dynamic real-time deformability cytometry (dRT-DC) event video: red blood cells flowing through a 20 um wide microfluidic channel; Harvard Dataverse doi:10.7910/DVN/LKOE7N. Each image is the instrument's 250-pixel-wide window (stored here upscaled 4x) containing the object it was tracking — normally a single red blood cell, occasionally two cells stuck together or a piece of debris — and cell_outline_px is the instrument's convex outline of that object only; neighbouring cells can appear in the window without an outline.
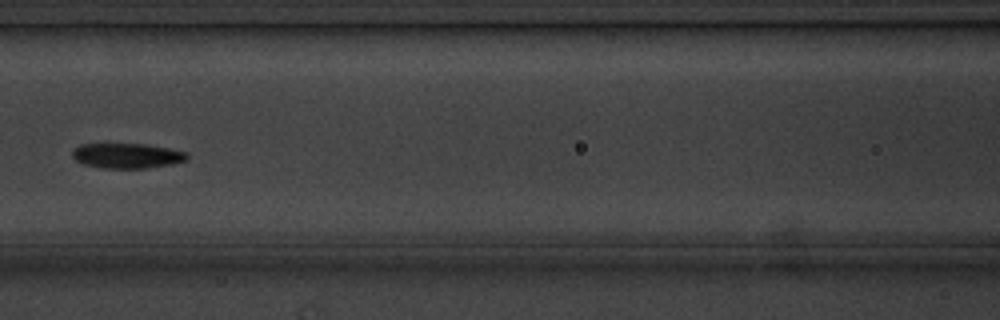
{"species": "common noctule bat (a hibernating species)", "species_latin": "Nyctalus noctula", "temperature_condition": "cold", "stored_images_in_passage": 6, "camera_frame_rate_fps": 3000, "um_per_image_px": 0.085, "animal": {"sex": "male", "body_mass_g": 20.1, "forearm_length_mm": 53.5}, "frame": {"image": 1, "passage_image": 5, "time_ms": 4.667, "image_size_px": [1000, 320], "cell_outline_px": [[188, 160], [172, 164], [148, 168], [104, 168], [84, 164], [76, 160], [72, 156], [72, 152], [80, 144], [144, 144], [168, 148], [188, 152]], "centroid_in_image_um": [10.84, 13.24], "position_along_channel_um": 155.8, "area_um2": 16.7}}